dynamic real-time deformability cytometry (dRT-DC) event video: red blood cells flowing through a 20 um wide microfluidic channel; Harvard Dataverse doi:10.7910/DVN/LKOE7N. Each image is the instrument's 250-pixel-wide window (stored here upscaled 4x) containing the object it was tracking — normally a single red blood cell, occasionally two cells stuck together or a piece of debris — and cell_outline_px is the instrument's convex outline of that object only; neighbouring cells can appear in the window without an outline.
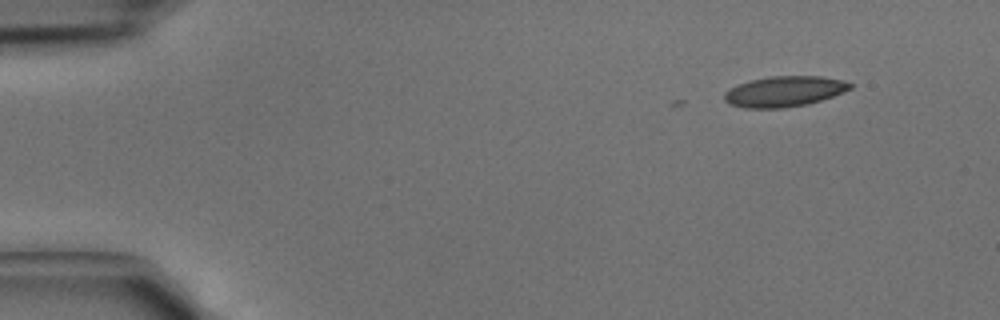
{"species": "common noctule bat (a hibernating species)", "species_latin": "Nyctalus noctula", "temperature_condition": "cold", "stored_images_in_passage": 7, "camera_frame_rate_fps": 3000, "um_per_image_px": 0.085, "animal": {"sex": "male", "body_mass_g": 15.6}, "frame": {"image": 1, "passage_image": 1, "time_ms": 0.0, "image_size_px": [1000, 320], "cell_outline_px": [[852, 88], [844, 92], [808, 104], [784, 108], [744, 108], [728, 104], [724, 100], [724, 92], [736, 84], [752, 80], [772, 76], [820, 76], [840, 80], [852, 84]], "centroid_in_image_um": [66.62, 7.78], "position_along_channel_um": 18.4, "area_um2": 22.37}}